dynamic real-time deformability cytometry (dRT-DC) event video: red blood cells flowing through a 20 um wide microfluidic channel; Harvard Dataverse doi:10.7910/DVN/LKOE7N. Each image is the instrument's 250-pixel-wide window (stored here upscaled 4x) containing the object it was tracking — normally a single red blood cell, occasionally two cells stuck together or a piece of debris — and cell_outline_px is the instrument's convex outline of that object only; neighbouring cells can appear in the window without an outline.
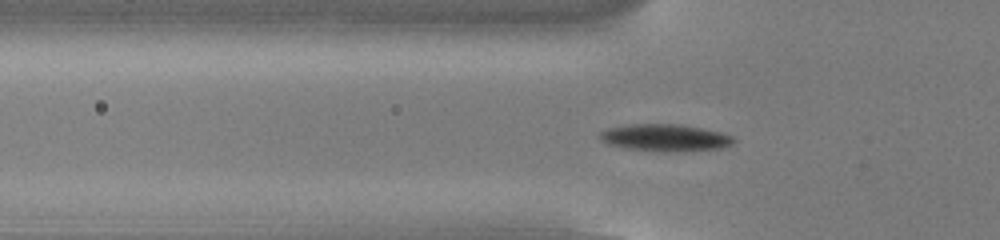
{"species": "common noctule bat (a hibernating species)", "species_latin": "Nyctalus noctula", "temperature_condition": "cold", "stored_images_in_passage": 41, "camera_frame_rate_fps": 3000, "um_per_image_px": 0.085, "animal": {"sex": "male", "body_mass_g": 13.0, "forearm_length_mm": 53.1}, "frame": {"image": 1, "passage_image": 5, "time_ms": 1.333, "image_size_px": [1000, 240], "cell_outline_px": [[736, 140], [732, 144], [720, 148], [684, 152], [676, 152], [628, 148], [608, 144], [600, 136], [600, 132], [608, 128], [628, 124], [680, 124], [720, 132], [732, 136]], "centroid_in_image_um": [56.58, 11.7], "position_along_channel_um": 69.2, "area_um2": 20.87}}
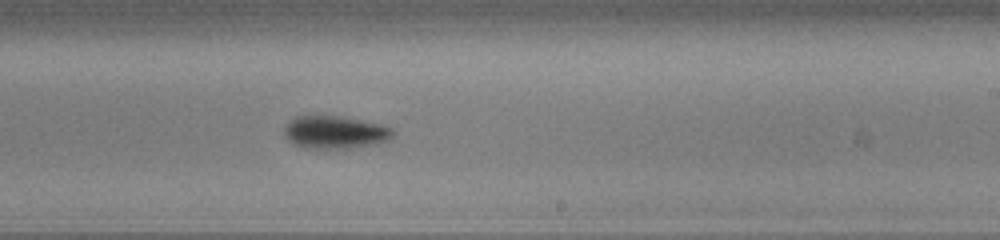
{"frame": {"image": 2, "passage_image": 20, "time_ms": 6.333, "image_size_px": [1000, 240], "cell_outline_px": [[396, 132], [388, 140], [376, 144], [348, 148], [304, 148], [292, 144], [284, 136], [284, 128], [288, 120], [296, 116], [336, 116], [384, 124], [392, 128]], "centroid_in_image_um": [28.46, 11.24], "position_along_channel_um": 260.5, "area_um2": 20.92}}
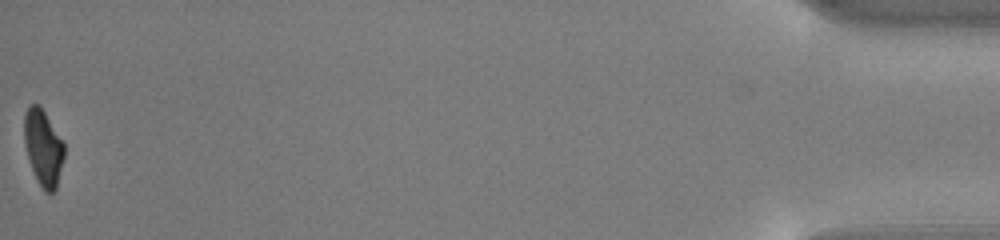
{"frame": {"image": 3, "passage_image": 41, "time_ms": 13.333, "image_size_px": [1000, 240], "cell_outline_px": [[64, 156], [56, 188], [52, 192], [44, 192], [28, 160], [24, 144], [24, 116], [28, 104], [40, 104], [64, 144]], "centroid_in_image_um": [3.65, 12.51], "position_along_channel_um": 431.5, "area_um2": 17.57}, "authors_computed_cell_mechanics": {"area_um2": 19.8832, "velocity_mm_per_s": 3.8381, "shape_relaxation_time_tau1_ms": 1.3181, "shape_relaxation_time_tau2_ms": null, "deformation_change_tau1": 0.1286, "deformation_change_tau2": null}}